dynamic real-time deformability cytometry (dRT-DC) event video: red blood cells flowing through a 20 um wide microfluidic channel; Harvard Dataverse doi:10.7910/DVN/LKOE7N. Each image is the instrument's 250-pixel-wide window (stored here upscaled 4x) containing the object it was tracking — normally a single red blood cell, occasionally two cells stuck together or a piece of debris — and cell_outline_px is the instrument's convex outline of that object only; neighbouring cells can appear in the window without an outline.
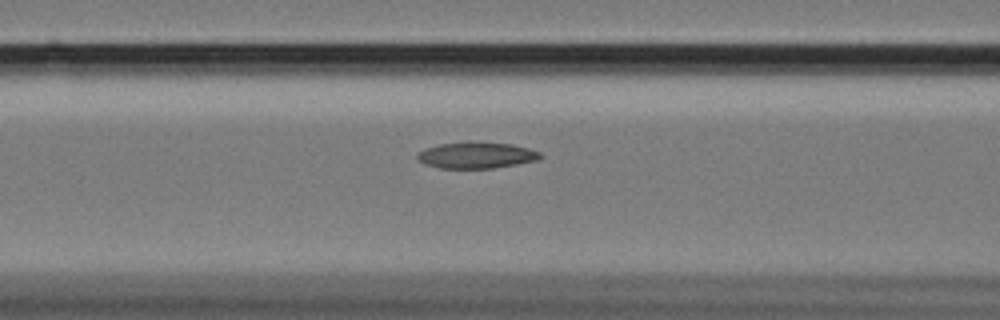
{"species": "Egyptian fruit bat (a non-hibernating species)", "species_latin": "Rousettus aegyptiacus", "temperature_condition": "cold", "stored_images_in_passage": 47, "camera_frame_rate_fps": 3000, "um_per_image_px": 0.085, "animal": {"sex": "female"}, "frame": {"image": 1, "passage_image": 12, "time_ms": 3.667, "image_size_px": [1000, 320], "cell_outline_px": [[544, 156], [536, 160], [496, 168], [440, 168], [424, 164], [416, 156], [416, 152], [424, 148], [440, 144], [468, 140], [472, 140], [512, 144], [528, 148], [540, 152]], "centroid_in_image_um": [40.47, 13.17], "position_along_channel_um": 126.1, "area_um2": 19.25}}
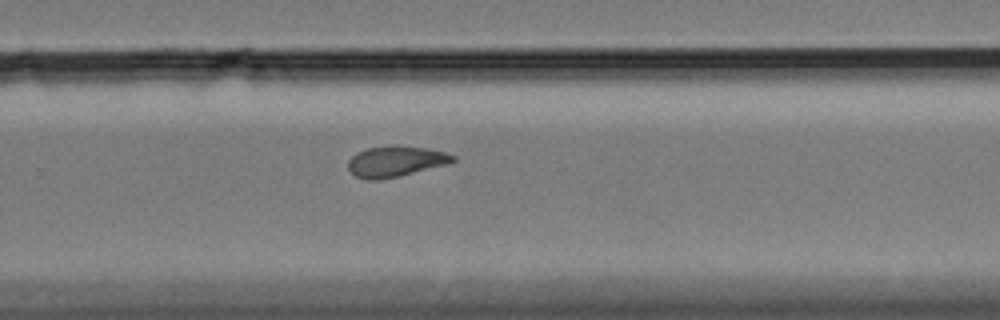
{"frame": {"image": 2, "passage_image": 27, "time_ms": 8.667, "image_size_px": [1000, 320], "cell_outline_px": [[456, 160], [448, 164], [400, 176], [380, 180], [364, 180], [356, 176], [348, 168], [348, 160], [356, 152], [368, 148], [392, 144], [400, 144], [428, 148], [444, 152], [456, 156]], "centroid_in_image_um": [33.63, 13.7], "position_along_channel_um": 296.2, "area_um2": 19.19}}
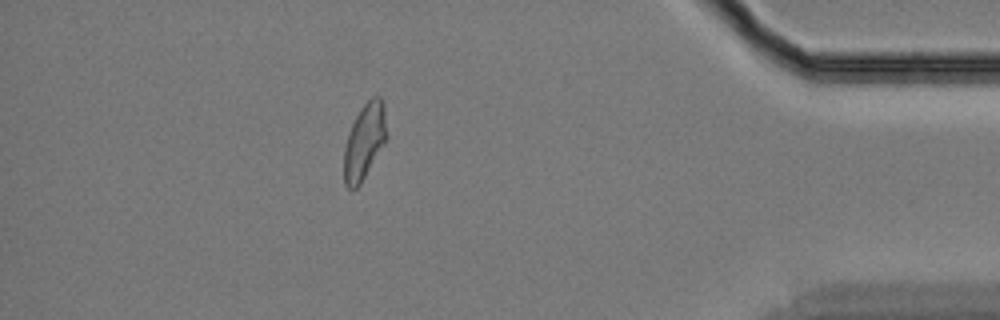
{"frame": {"image": 3, "passage_image": 40, "time_ms": 13.0, "image_size_px": [1000, 320], "cell_outline_px": [[384, 144], [360, 184], [356, 188], [348, 188], [344, 184], [344, 148], [348, 132], [360, 108], [372, 96], [380, 96], [384, 104]], "centroid_in_image_um": [30.93, 12.03], "position_along_channel_um": 404.3, "area_um2": 18.32}, "authors_computed_cell_mechanics": {"area_um2": 19.1318, "velocity_mm_per_s": 3.4033, "shape_relaxation_time_tau1_ms": 6.5763, "shape_relaxation_time_tau2_ms": 3.3106, "deformation_change_tau1": 0.1838, "deformation_change_tau2": 0.0965}}